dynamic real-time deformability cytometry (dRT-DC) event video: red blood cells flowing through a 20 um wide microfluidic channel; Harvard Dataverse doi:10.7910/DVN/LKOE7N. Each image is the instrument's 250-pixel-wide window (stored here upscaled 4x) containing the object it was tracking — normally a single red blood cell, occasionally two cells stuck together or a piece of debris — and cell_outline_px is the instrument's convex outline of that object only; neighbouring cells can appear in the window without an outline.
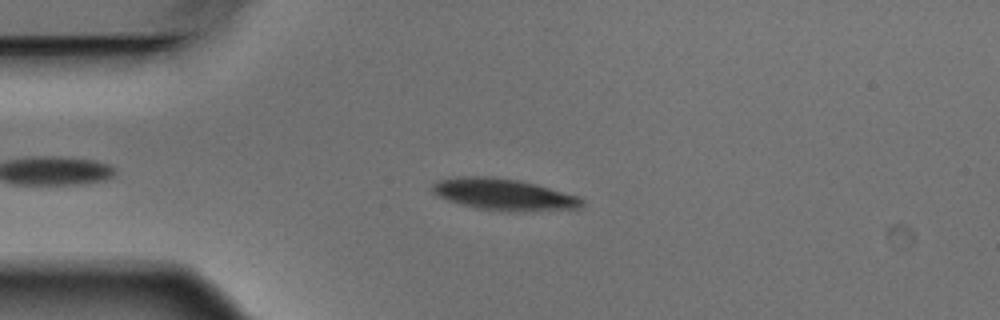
{"species": "Egyptian fruit bat (a non-hibernating species)", "species_latin": "Rousettus aegyptiacus", "temperature_condition": "warm", "stored_images_in_passage": 9, "camera_frame_rate_fps": 3000, "um_per_image_px": 0.085, "animal": {"sex": "male"}, "frame": {"image": 1, "passage_image": 4, "time_ms": 1.0, "image_size_px": [1000, 320], "cell_outline_px": [[584, 204], [580, 208], [520, 212], [508, 212], [476, 208], [460, 204], [436, 196], [432, 192], [432, 184], [436, 180], [456, 176], [492, 176], [516, 180], [536, 184], [580, 196], [584, 200]], "centroid_in_image_um": [42.81, 16.53], "position_along_channel_um": 42.2, "area_um2": 27.98}}
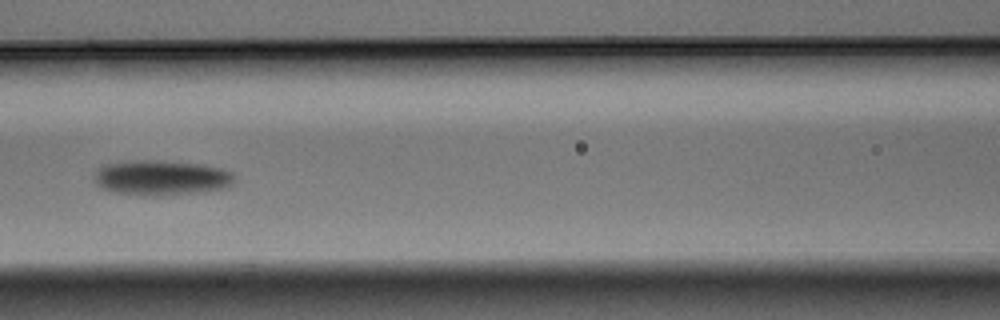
{"frame": {"image": 2, "passage_image": 7, "time_ms": 2.0, "image_size_px": [1000, 320], "cell_outline_px": [[236, 180], [228, 188], [204, 192], [152, 196], [116, 192], [100, 188], [96, 184], [92, 176], [96, 168], [100, 164], [136, 160], [160, 160], [204, 164], [220, 168], [232, 172], [236, 176]], "centroid_in_image_um": [13.71, 15.1], "position_along_channel_um": 152.9, "area_um2": 29.36}}
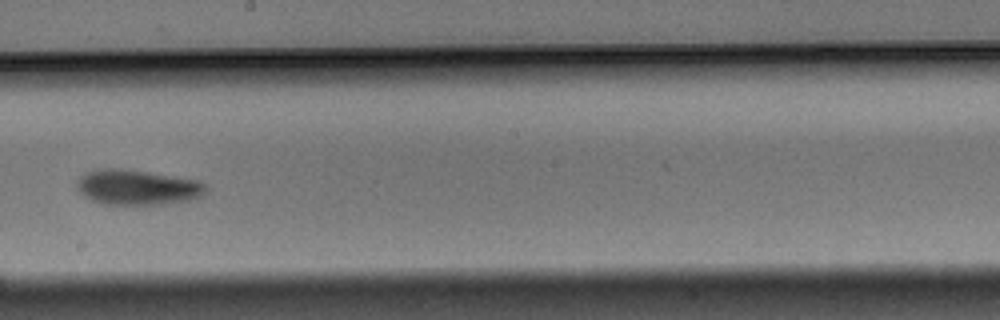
{"frame": {"image": 3, "passage_image": 9, "time_ms": 2.667, "image_size_px": [1000, 320], "cell_outline_px": [[208, 192], [192, 200], [160, 204], [104, 204], [92, 200], [84, 196], [76, 188], [76, 180], [84, 172], [100, 168], [120, 168], [148, 172], [200, 180], [208, 188]], "centroid_in_image_um": [11.66, 15.91], "position_along_channel_um": 236.5, "area_um2": 26.7}}